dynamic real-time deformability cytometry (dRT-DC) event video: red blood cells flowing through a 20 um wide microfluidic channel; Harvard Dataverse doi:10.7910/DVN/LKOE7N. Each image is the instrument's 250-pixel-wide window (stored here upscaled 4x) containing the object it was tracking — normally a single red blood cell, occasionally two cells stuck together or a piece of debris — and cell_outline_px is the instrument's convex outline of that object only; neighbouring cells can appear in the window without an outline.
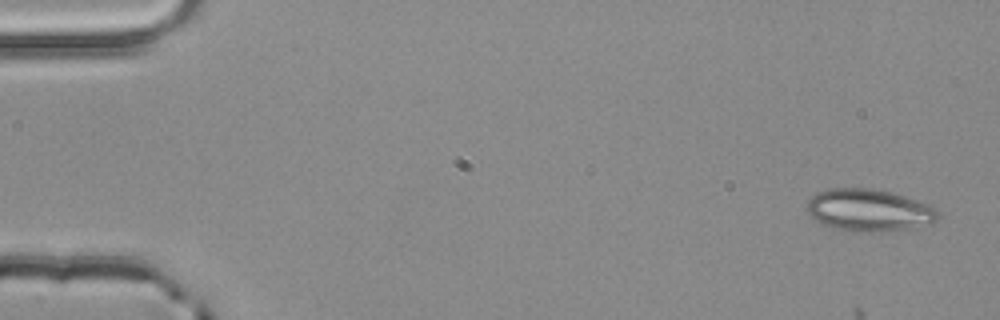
{"species": "common noctule bat (a hibernating species)", "species_latin": "Nyctalus noctula", "temperature_condition": "room temperature", "stored_images_in_passage": 4, "camera_frame_rate_fps": 3000, "um_per_image_px": 0.085, "animal": {"sex": "male", "body_mass_g": 20.4}, "frame": {"image": 1, "passage_image": 1, "time_ms": 0.0, "image_size_px": [1000, 320], "cell_outline_px": [[940, 216], [936, 220], [908, 228], [888, 232], [852, 232], [836, 228], [824, 224], [816, 220], [804, 208], [804, 204], [816, 192], [828, 188], [872, 188], [892, 192], [928, 204], [936, 208], [940, 212]], "centroid_in_image_um": [73.82, 17.86], "position_along_channel_um": 11.2, "area_um2": 32.43}}